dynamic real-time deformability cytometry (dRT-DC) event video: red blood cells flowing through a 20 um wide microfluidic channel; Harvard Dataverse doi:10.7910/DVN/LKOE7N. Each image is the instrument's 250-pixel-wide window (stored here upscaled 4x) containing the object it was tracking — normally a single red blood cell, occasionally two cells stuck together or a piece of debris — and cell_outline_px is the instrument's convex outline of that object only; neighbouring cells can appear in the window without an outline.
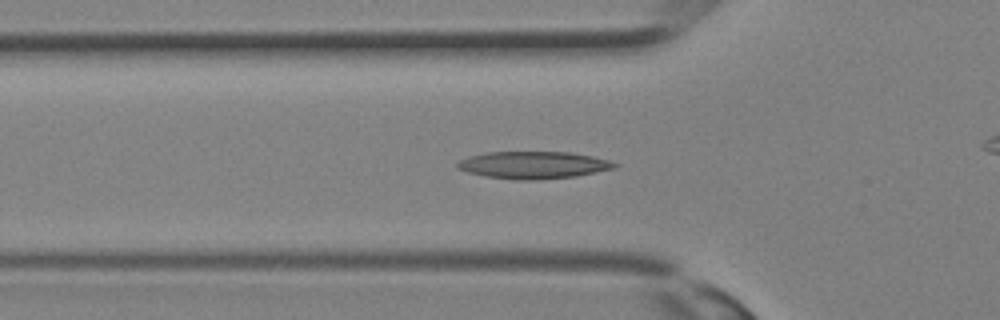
{"species": "Egyptian fruit bat (a non-hibernating species)", "species_latin": "Rousettus aegyptiacus", "temperature_condition": "room temperature", "stored_images_in_passage": 27, "camera_frame_rate_fps": 3000, "um_per_image_px": 0.085, "animal": {"sex": "female"}, "frame": {"image": 1, "passage_image": 10, "time_ms": 3.0, "image_size_px": [1000, 320], "cell_outline_px": [[620, 164], [616, 168], [576, 176], [532, 180], [516, 180], [488, 176], [468, 172], [456, 168], [456, 164], [460, 160], [468, 156], [484, 152], [572, 152], [592, 156], [608, 160]], "centroid_in_image_um": [45.35, 14.02], "position_along_channel_um": 80.5, "area_um2": 24.97}}
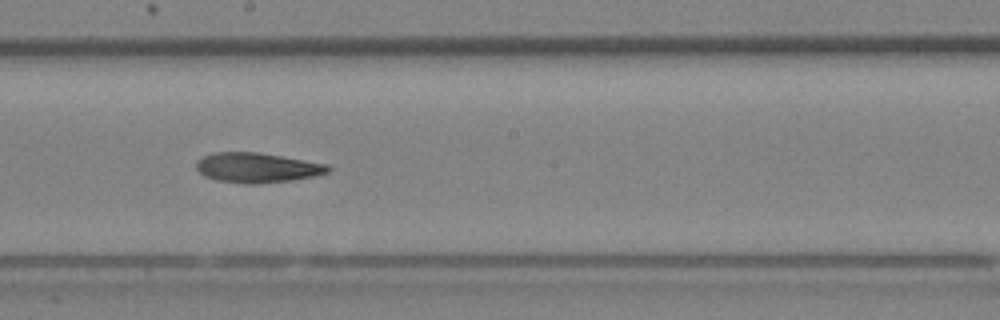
{"frame": {"image": 2, "passage_image": 17, "time_ms": 5.333, "image_size_px": [1000, 320], "cell_outline_px": [[332, 168], [328, 172], [316, 176], [292, 180], [256, 184], [248, 184], [216, 180], [204, 176], [196, 168], [196, 160], [212, 152], [256, 152], [328, 164]], "centroid_in_image_um": [21.84, 14.25], "position_along_channel_um": 226.4, "area_um2": 22.95}}
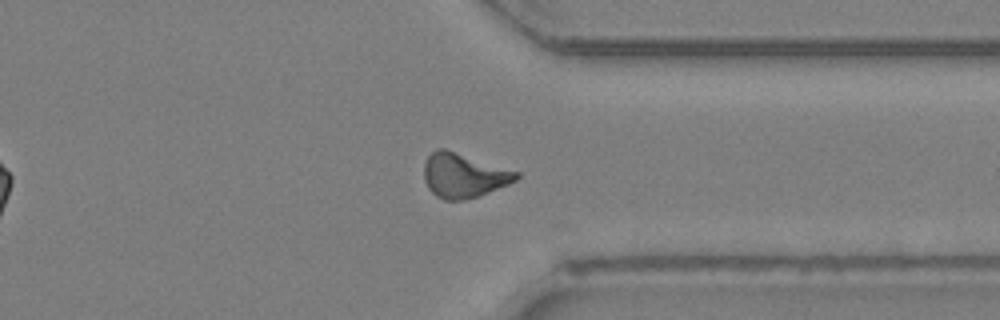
{"frame": {"image": 3, "passage_image": 24, "time_ms": 7.667, "image_size_px": [1000, 320], "cell_outline_px": [[520, 176], [516, 180], [508, 184], [488, 192], [464, 200], [444, 200], [436, 196], [428, 188], [424, 180], [424, 164], [428, 156], [436, 148], [444, 148], [520, 172]], "centroid_in_image_um": [39.39, 14.9], "position_along_channel_um": 372.0, "area_um2": 23.76}}